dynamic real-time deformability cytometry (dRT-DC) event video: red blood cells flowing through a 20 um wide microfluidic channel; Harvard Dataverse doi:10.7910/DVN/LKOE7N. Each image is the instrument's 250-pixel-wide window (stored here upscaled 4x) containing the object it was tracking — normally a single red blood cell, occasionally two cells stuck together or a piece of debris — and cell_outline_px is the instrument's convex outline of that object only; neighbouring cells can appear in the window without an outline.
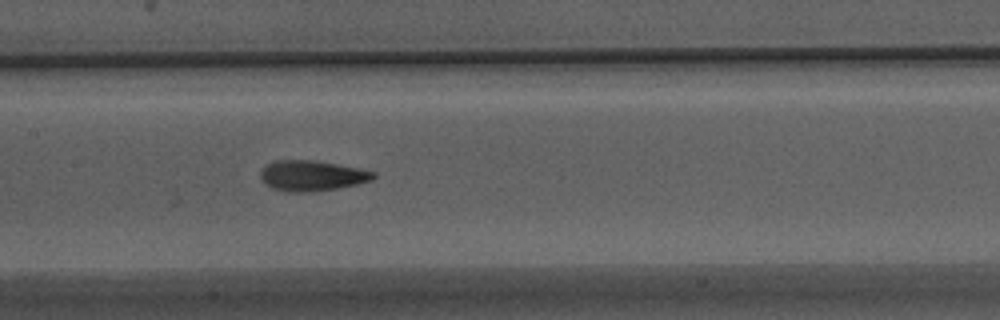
{"species": "Egyptian fruit bat (a non-hibernating species)", "species_latin": "Rousettus aegyptiacus", "temperature_condition": "warm", "stored_images_in_passage": 12, "camera_frame_rate_fps": 3000, "um_per_image_px": 0.085, "animal": {"sex": "male"}, "frame": {"image": 1, "passage_image": 9, "time_ms": 2.667, "image_size_px": [1000, 320], "cell_outline_px": [[376, 176], [372, 180], [356, 184], [336, 188], [312, 192], [292, 192], [272, 188], [260, 176], [260, 172], [268, 164], [276, 160], [312, 160], [360, 168], [376, 172]], "centroid_in_image_um": [26.55, 14.93], "position_along_channel_um": 180.8, "area_um2": 19.77}}